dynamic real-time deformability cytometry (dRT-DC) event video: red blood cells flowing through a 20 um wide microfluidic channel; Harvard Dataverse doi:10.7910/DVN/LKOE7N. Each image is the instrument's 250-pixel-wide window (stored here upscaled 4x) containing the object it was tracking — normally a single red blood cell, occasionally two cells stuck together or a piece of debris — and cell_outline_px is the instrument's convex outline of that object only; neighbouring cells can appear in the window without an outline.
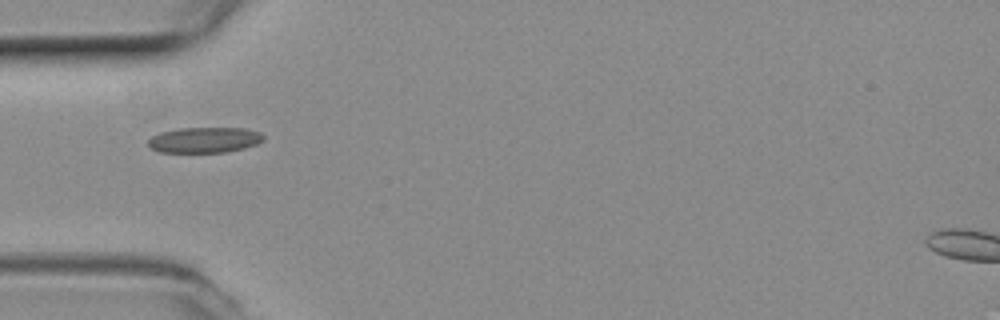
{"species": "common noctule bat (a hibernating species)", "species_latin": "Nyctalus noctula", "temperature_condition": "room temperature", "stored_images_in_passage": 38, "camera_frame_rate_fps": 3000, "um_per_image_px": 0.085, "animal": {"sex": "female", "body_mass_g": 19.3, "forearm_length_mm": 54.1}, "frame": {"image": 1, "passage_image": 1, "time_ms": 0.0, "image_size_px": [1000, 320], "cell_outline_px": [[264, 140], [256, 144], [244, 148], [228, 152], [160, 152], [148, 148], [148, 140], [152, 136], [160, 132], [180, 128], [244, 128], [260, 132], [264, 136]], "centroid_in_image_um": [17.37, 11.9], "position_along_channel_um": 67.6, "area_um2": 17.28}}
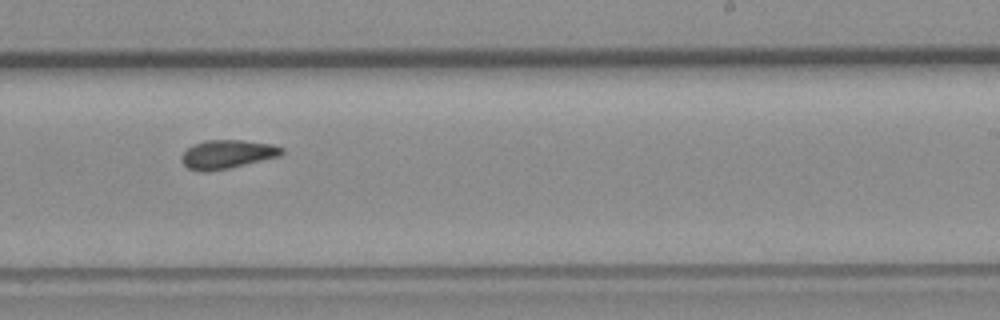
{"frame": {"image": 2, "passage_image": 17, "time_ms": 5.333, "image_size_px": [1000, 320], "cell_outline_px": [[284, 152], [280, 156], [228, 168], [208, 172], [200, 172], [188, 168], [180, 160], [180, 156], [192, 144], [208, 140], [240, 140], [272, 144], [284, 148]], "centroid_in_image_um": [19.29, 13.11], "position_along_channel_um": 269.7, "area_um2": 16.76}}
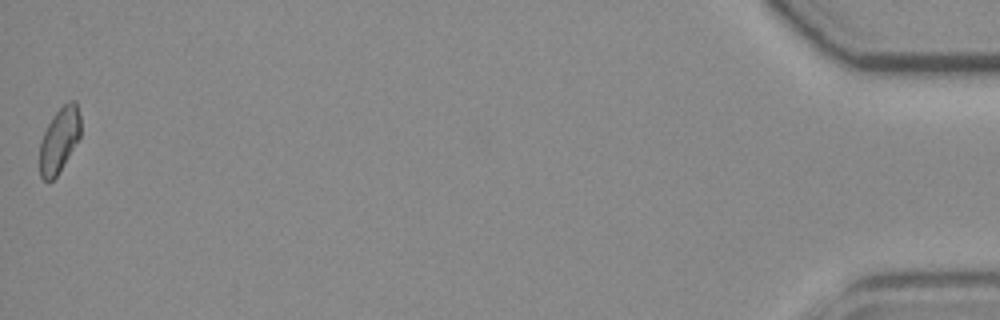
{"frame": {"image": 3, "passage_image": 38, "time_ms": 12.333, "image_size_px": [1000, 320], "cell_outline_px": [[80, 136], [56, 176], [52, 180], [44, 180], [40, 176], [40, 140], [52, 116], [68, 100], [76, 100], [80, 116]], "centroid_in_image_um": [5.04, 11.85], "position_along_channel_um": 430.2, "area_um2": 15.26}, "authors_computed_cell_mechanics": {"area_um2": 16.3574, "velocity_mm_per_s": 3.7858, "shape_relaxation_time_tau1_ms": null, "shape_relaxation_time_tau2_ms": 2.6011, "deformation_change_tau1": null, "deformation_change_tau2": 0.0721}}